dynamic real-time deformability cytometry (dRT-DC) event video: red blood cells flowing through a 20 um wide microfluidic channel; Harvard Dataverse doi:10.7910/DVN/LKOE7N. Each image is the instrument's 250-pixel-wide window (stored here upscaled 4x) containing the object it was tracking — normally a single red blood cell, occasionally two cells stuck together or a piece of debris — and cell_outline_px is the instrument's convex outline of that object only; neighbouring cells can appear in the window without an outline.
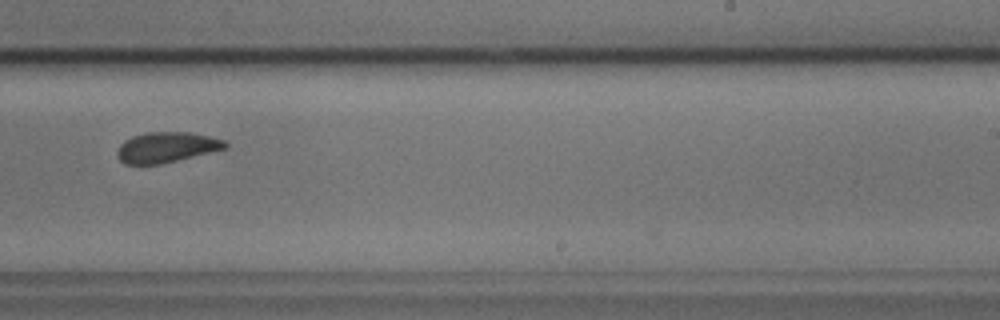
{"species": "common noctule bat (a hibernating species)", "species_latin": "Nyctalus noctula", "temperature_condition": "cold", "stored_images_in_passage": 23, "camera_frame_rate_fps": 3000, "um_per_image_px": 0.085, "animal": {"sex": "male", "body_mass_g": 17.9, "forearm_length_mm": 54.2}, "frame": {"image": 1, "passage_image": 18, "time_ms": 5.667, "image_size_px": [1000, 320], "cell_outline_px": [[228, 148], [160, 164], [124, 164], [116, 156], [116, 152], [120, 144], [124, 140], [132, 136], [148, 132], [188, 132], [208, 136], [224, 140], [228, 144]], "centroid_in_image_um": [14.13, 12.52], "position_along_channel_um": 274.9, "area_um2": 19.13}}